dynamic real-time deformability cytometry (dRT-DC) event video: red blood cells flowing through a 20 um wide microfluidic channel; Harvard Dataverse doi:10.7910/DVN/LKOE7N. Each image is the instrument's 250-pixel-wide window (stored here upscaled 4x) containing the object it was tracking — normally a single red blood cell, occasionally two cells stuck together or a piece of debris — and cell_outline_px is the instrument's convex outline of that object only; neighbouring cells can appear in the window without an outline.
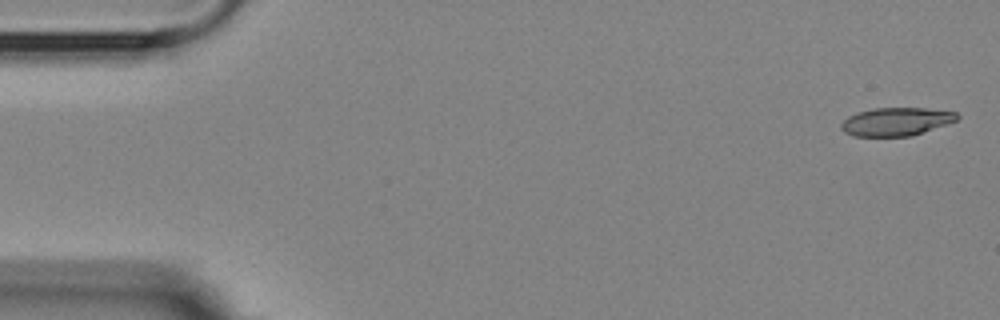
{"species": "Egyptian fruit bat (a non-hibernating species)", "species_latin": "Rousettus aegyptiacus", "temperature_condition": "room temperature", "stored_images_in_passage": 4, "camera_frame_rate_fps": 3000, "um_per_image_px": 0.085, "animal": {"sex": "female"}, "frame": {"image": 1, "passage_image": 1, "time_ms": 0.0, "image_size_px": [1000, 320], "cell_outline_px": [[960, 116], [956, 120], [912, 136], [852, 136], [844, 132], [840, 128], [840, 124], [848, 116], [856, 112], [872, 108], [924, 108], [956, 112]], "centroid_in_image_um": [76.12, 10.33], "position_along_channel_um": 8.9, "area_um2": 19.02}}
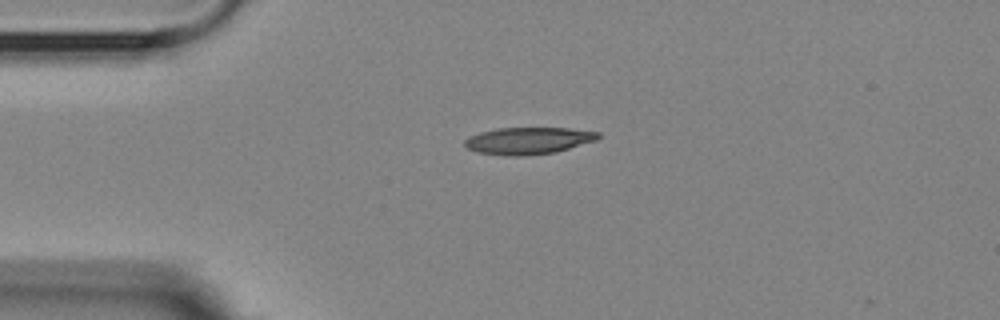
{"frame": {"image": 2, "passage_image": 3, "time_ms": 3.667, "image_size_px": [1000, 320], "cell_outline_px": [[600, 136], [596, 140], [556, 152], [520, 156], [508, 156], [480, 152], [468, 148], [464, 144], [464, 140], [480, 132], [496, 128], [568, 128], [600, 132]], "centroid_in_image_um": [44.93, 11.95], "position_along_channel_um": 40.1, "area_um2": 20.75}}